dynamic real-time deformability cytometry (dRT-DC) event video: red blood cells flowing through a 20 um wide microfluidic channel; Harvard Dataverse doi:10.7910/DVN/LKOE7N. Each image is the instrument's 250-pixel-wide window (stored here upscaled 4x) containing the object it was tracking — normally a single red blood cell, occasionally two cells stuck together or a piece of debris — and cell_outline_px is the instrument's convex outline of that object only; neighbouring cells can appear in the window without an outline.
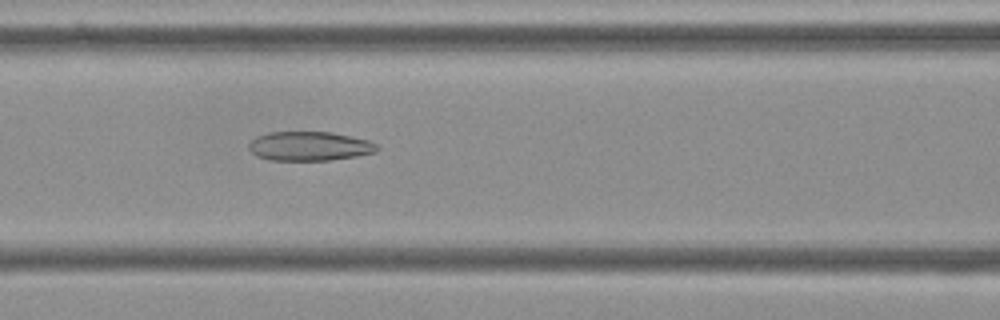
{"species": "Egyptian fruit bat (a non-hibernating species)", "species_latin": "Rousettus aegyptiacus", "temperature_condition": "cold", "stored_images_in_passage": 43, "camera_frame_rate_fps": 3000, "um_per_image_px": 0.085, "frame": {"image": 1, "passage_image": 11, "time_ms": 3.333, "image_size_px": [1000, 320], "cell_outline_px": [[380, 148], [376, 152], [356, 156], [328, 160], [268, 160], [256, 156], [248, 148], [248, 144], [256, 136], [268, 132], [332, 132], [368, 140], [376, 144]], "centroid_in_image_um": [26.28, 12.42], "position_along_channel_um": 140.3, "area_um2": 21.85}}
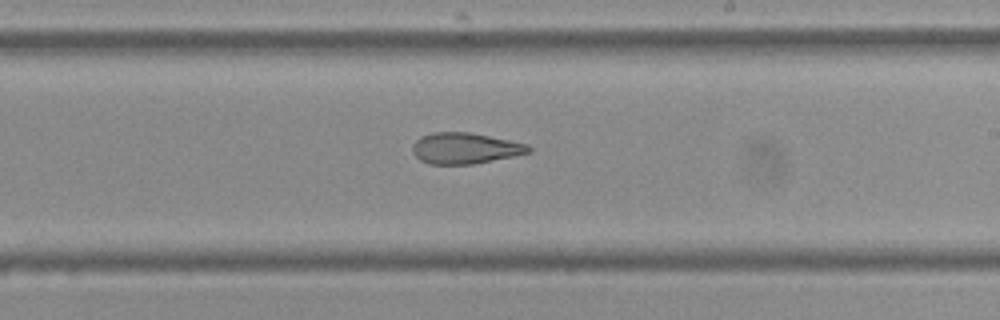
{"frame": {"image": 2, "passage_image": 20, "time_ms": 6.333, "image_size_px": [1000, 320], "cell_outline_px": [[532, 152], [472, 164], [428, 164], [420, 160], [412, 152], [412, 144], [420, 136], [432, 132], [468, 132], [528, 144], [532, 148]], "centroid_in_image_um": [39.49, 12.6], "position_along_channel_um": 249.5, "area_um2": 20.92}}
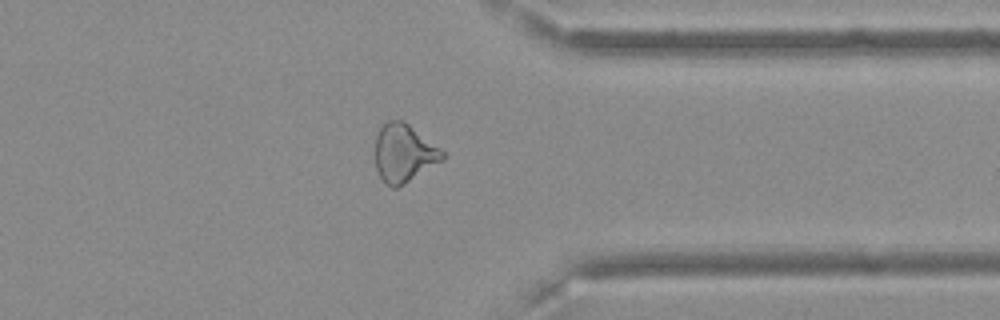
{"frame": {"image": 3, "passage_image": 31, "time_ms": 10.0, "image_size_px": [1000, 320], "cell_outline_px": [[444, 160], [404, 184], [396, 188], [392, 188], [384, 184], [376, 168], [376, 136], [380, 128], [388, 120], [400, 120], [408, 124], [444, 152]], "centroid_in_image_um": [34.32, 13.05], "position_along_channel_um": 377.1, "area_um2": 22.48}, "authors_computed_cell_mechanics": {"area_um2": 22.6576, "velocity_mm_per_s": 3.6403, "shape_relaxation_time_tau1_ms": null, "shape_relaxation_time_tau2_ms": 2.9016, "deformation_change_tau1": null, "deformation_change_tau2": 0.1191}}